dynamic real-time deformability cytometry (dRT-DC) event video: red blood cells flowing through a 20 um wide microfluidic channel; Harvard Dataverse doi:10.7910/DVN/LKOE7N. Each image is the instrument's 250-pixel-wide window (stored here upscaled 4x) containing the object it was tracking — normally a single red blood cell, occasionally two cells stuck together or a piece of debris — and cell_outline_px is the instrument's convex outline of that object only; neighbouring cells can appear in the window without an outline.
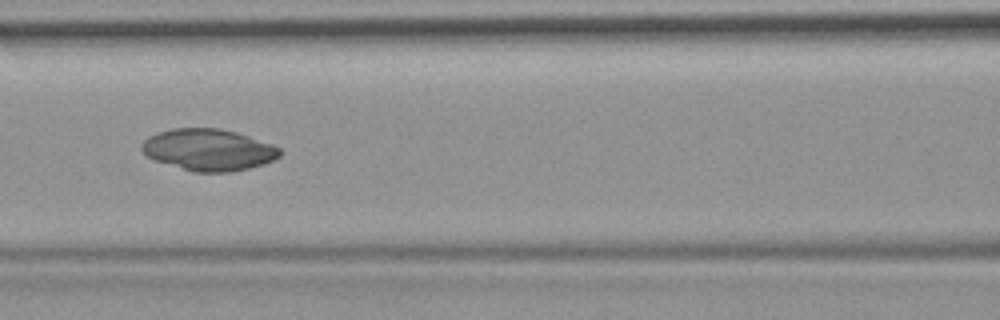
{"species": "common noctule bat (a hibernating species)", "species_latin": "Nyctalus noctula", "temperature_condition": "room temperature", "stored_images_in_passage": 53, "camera_frame_rate_fps": 3000, "um_per_image_px": 0.085, "animal": {"sex": "female", "body_mass_g": 19.9}, "frame": {"image": 1, "passage_image": 23, "time_ms": 7.333, "image_size_px": [1000, 320], "cell_outline_px": [[280, 156], [264, 164], [248, 168], [228, 172], [192, 172], [156, 160], [148, 156], [140, 148], [140, 144], [148, 136], [172, 128], [220, 128], [236, 132], [272, 144], [280, 148]], "centroid_in_image_um": [17.71, 12.73], "position_along_channel_um": 148.9, "area_um2": 33.35}}
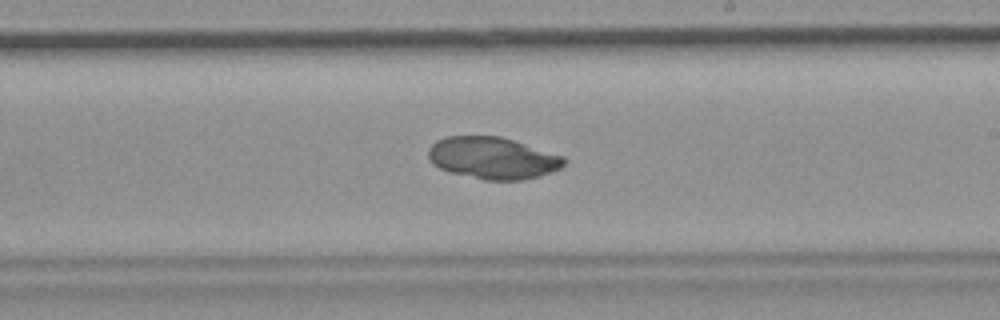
{"frame": {"image": 2, "passage_image": 31, "time_ms": 10.0, "image_size_px": [1000, 320], "cell_outline_px": [[568, 160], [560, 168], [540, 176], [520, 180], [484, 180], [448, 172], [432, 164], [428, 160], [428, 148], [436, 140], [448, 136], [500, 136], [564, 156]], "centroid_in_image_um": [41.86, 13.43], "position_along_channel_um": 247.1, "area_um2": 33.29}}